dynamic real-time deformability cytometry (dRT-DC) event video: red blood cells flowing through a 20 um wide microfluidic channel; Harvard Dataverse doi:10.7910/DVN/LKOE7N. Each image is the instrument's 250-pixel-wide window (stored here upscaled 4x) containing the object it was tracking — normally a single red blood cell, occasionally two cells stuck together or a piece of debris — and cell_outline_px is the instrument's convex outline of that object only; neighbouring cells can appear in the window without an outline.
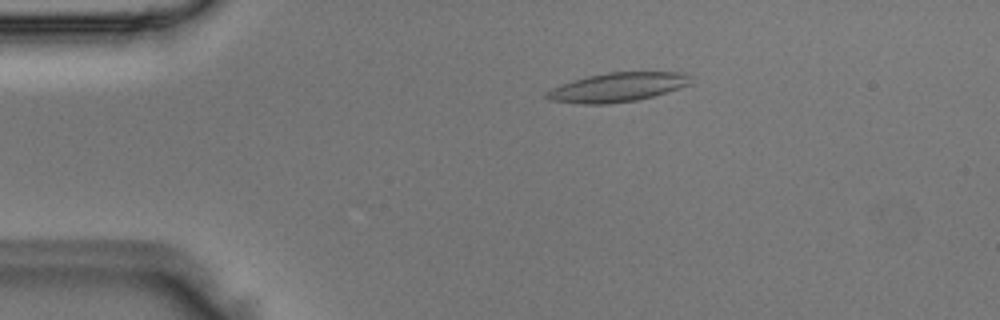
{"species": "Egyptian fruit bat (a non-hibernating species)", "species_latin": "Rousettus aegyptiacus", "temperature_condition": "room temperature", "stored_images_in_passage": 4, "camera_frame_rate_fps": 3000, "um_per_image_px": 0.085, "animal": {"sex": "male"}, "frame": {"image": 1, "passage_image": 3, "time_ms": 0.667, "image_size_px": [1000, 320], "cell_outline_px": [[692, 84], [680, 88], [652, 96], [636, 100], [608, 104], [584, 104], [548, 100], [544, 96], [544, 92], [572, 80], [588, 76], [608, 72], [684, 72], [688, 76]], "centroid_in_image_um": [52.47, 7.42], "position_along_channel_um": 32.5, "area_um2": 24.33}}